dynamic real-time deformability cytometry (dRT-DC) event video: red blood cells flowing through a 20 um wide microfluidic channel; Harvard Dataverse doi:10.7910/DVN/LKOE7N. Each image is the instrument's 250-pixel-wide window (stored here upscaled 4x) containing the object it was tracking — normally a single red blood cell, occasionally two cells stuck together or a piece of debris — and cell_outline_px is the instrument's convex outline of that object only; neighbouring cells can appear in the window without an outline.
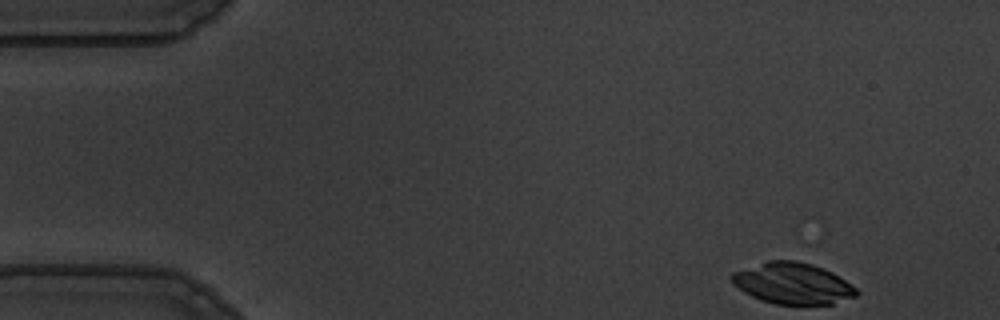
{"species": "common noctule bat (a hibernating species)", "species_latin": "Nyctalus noctula", "temperature_condition": "warm", "stored_images_in_passage": 22, "camera_frame_rate_fps": 3000, "um_per_image_px": 0.085, "animal": {"sex": "male", "body_mass_g": 19.5, "forearm_length_mm": 54.6}, "frame": {"image": 1, "passage_image": 1, "time_ms": 0.0, "image_size_px": [1000, 320], "cell_outline_px": [[860, 292], [856, 296], [832, 304], [776, 304], [760, 300], [744, 292], [732, 284], [728, 276], [732, 272], [768, 260], [796, 260], [812, 264], [824, 268], [832, 272], [856, 288]], "centroid_in_image_um": [67.34, 24.08], "position_along_channel_um": 17.7, "area_um2": 30.11}}